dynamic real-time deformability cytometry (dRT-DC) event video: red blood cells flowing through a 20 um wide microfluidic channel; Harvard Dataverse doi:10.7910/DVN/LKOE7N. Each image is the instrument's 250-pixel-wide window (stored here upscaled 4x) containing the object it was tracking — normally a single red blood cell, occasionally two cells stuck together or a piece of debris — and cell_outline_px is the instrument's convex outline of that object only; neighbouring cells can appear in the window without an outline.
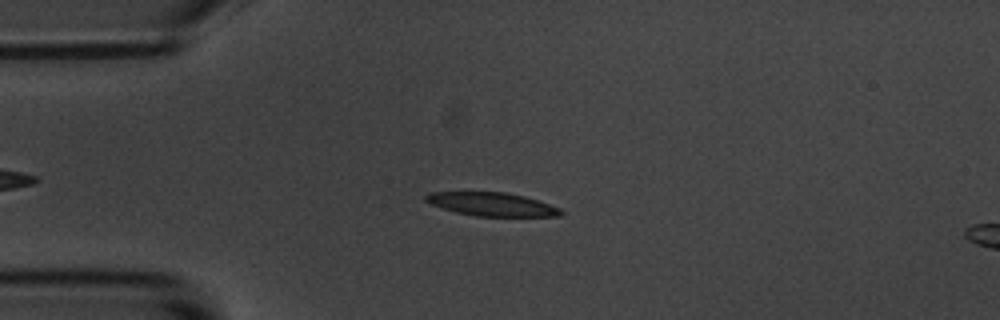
{"species": "common noctule bat (a hibernating species)", "species_latin": "Nyctalus noctula", "temperature_condition": "room temperature", "stored_images_in_passage": 5, "camera_frame_rate_fps": 3000, "um_per_image_px": 0.085, "animal": {"sex": "male", "body_mass_g": 20.1, "forearm_length_mm": 53.5}, "frame": {"image": 1, "passage_image": 3, "time_ms": 2.333, "image_size_px": [1000, 320], "cell_outline_px": [[564, 216], [476, 216], [456, 212], [432, 204], [424, 200], [424, 196], [428, 192], [504, 192], [524, 196], [560, 208], [564, 212]], "centroid_in_image_um": [41.82, 17.36], "position_along_channel_um": 43.2, "area_um2": 18.32}}